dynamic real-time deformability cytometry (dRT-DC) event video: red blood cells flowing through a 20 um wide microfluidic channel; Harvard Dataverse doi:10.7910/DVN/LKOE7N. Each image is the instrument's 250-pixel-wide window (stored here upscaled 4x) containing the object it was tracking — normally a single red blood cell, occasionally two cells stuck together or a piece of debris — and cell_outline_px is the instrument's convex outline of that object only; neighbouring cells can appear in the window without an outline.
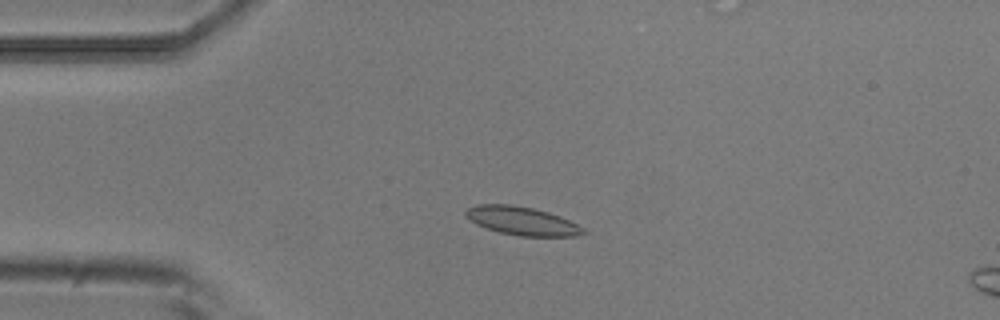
{"species": "common noctule bat (a hibernating species)", "species_latin": "Nyctalus noctula", "temperature_condition": "room temperature", "stored_images_in_passage": 9, "camera_frame_rate_fps": 3000, "um_per_image_px": 0.085, "animal": {"sex": "male", "body_mass_g": 20.5, "forearm_length_mm": 52.5}, "frame": {"image": 1, "passage_image": 4, "time_ms": 1.0, "image_size_px": [1000, 320], "cell_outline_px": [[588, 232], [576, 236], [520, 236], [500, 232], [476, 224], [464, 216], [464, 212], [468, 208], [476, 204], [512, 204], [532, 208], [548, 212], [560, 216], [584, 228]], "centroid_in_image_um": [44.35, 18.77], "position_along_channel_um": 40.6, "area_um2": 19.42}}
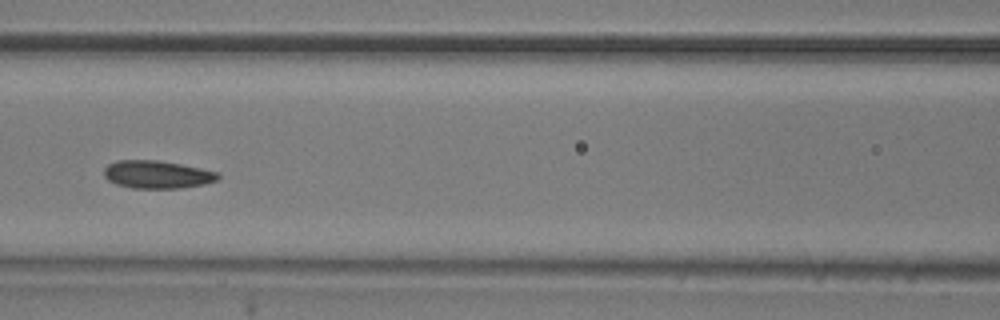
{"frame": {"image": 2, "passage_image": 7, "time_ms": 2.0, "image_size_px": [1000, 320], "cell_outline_px": [[220, 180], [204, 184], [180, 188], [132, 188], [116, 184], [108, 180], [104, 176], [104, 168], [108, 164], [116, 160], [156, 160], [180, 164], [220, 172]], "centroid_in_image_um": [13.37, 14.83], "position_along_channel_um": 153.2, "area_um2": 18.61}}
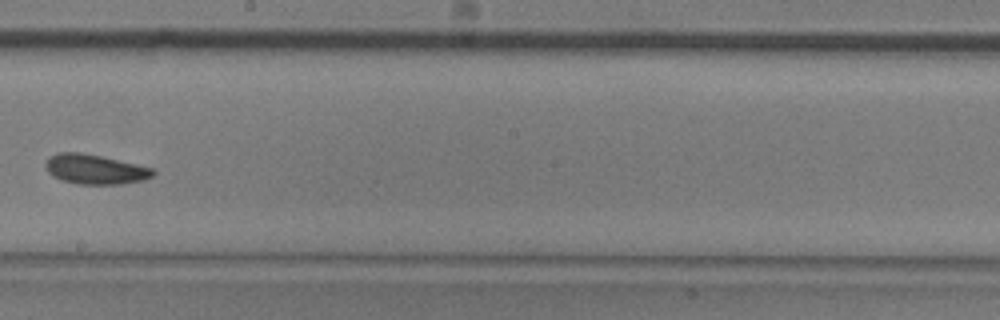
{"frame": {"image": 3, "passage_image": 9, "time_ms": 2.667, "image_size_px": [1000, 320], "cell_outline_px": [[156, 172], [152, 176], [144, 180], [120, 184], [76, 184], [52, 176], [48, 172], [44, 164], [48, 156], [56, 152], [80, 152], [100, 156], [136, 164], [152, 168]], "centroid_in_image_um": [8.04, 14.38], "position_along_channel_um": 240.2, "area_um2": 18.61}}